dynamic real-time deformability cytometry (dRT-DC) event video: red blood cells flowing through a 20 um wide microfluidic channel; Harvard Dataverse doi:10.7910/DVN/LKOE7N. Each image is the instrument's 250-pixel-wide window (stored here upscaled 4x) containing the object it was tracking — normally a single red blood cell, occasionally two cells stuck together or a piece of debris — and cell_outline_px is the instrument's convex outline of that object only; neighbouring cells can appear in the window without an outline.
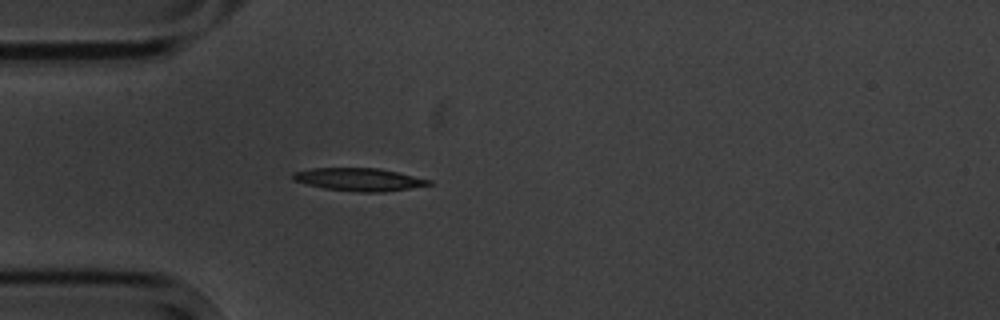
{"species": "common noctule bat (a hibernating species)", "species_latin": "Nyctalus noctula", "temperature_condition": "cold", "stored_images_in_passage": 1, "camera_frame_rate_fps": 3000, "um_per_image_px": 0.085, "animal": {"sex": "male", "body_mass_g": 20.1, "forearm_length_mm": 53.5}, "frame": {"image": 1, "passage_image": 1, "time_ms": 0.0, "image_size_px": [1000, 320], "cell_outline_px": [[432, 184], [408, 188], [380, 192], [360, 192], [324, 188], [292, 180], [292, 172], [312, 168], [376, 168], [396, 172], [432, 180]], "centroid_in_image_um": [30.47, 15.25], "position_along_channel_um": 54.5, "area_um2": 17.8}}